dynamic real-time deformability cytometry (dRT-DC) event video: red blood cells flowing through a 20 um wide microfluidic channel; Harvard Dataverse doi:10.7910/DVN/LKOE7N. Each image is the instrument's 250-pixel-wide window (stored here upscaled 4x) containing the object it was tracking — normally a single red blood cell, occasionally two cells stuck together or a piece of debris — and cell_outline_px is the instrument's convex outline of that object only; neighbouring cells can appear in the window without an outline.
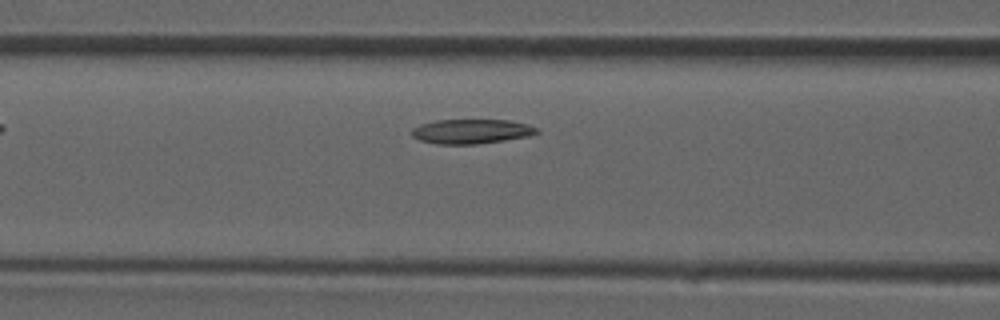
{"species": "common noctule bat (a hibernating species)", "species_latin": "Nyctalus noctula", "temperature_condition": "room temperature", "stored_images_in_passage": 4, "camera_frame_rate_fps": 3000, "um_per_image_px": 0.085, "animal": {"sex": "male", "forearm_length_mm": 52.5}, "frame": {"image": 1, "passage_image": 4, "time_ms": 5.333, "image_size_px": [1000, 320], "cell_outline_px": [[540, 132], [528, 136], [504, 140], [476, 144], [436, 144], [420, 140], [412, 136], [412, 128], [420, 124], [436, 120], [508, 120], [528, 124], [536, 128]], "centroid_in_image_um": [40.05, 11.17], "position_along_channel_um": 126.6, "area_um2": 17.8}}